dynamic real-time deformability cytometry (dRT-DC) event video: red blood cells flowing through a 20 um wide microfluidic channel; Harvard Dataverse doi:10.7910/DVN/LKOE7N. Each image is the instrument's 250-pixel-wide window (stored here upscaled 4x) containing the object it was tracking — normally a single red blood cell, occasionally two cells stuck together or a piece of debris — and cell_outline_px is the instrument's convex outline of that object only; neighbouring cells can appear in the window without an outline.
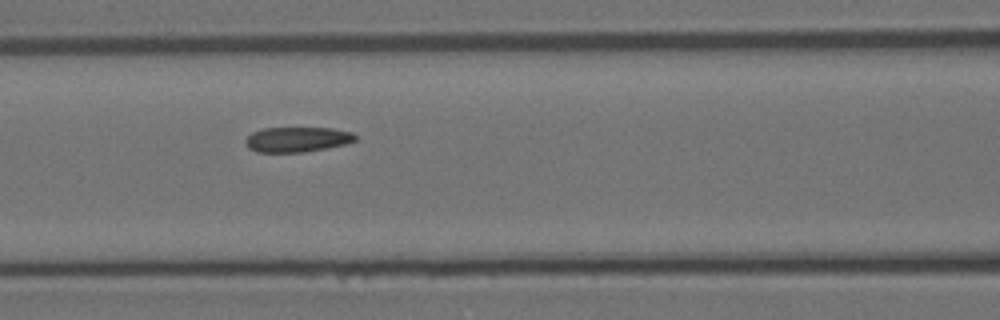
{"species": "Egyptian fruit bat (a non-hibernating species)", "species_latin": "Rousettus aegyptiacus", "temperature_condition": "room temperature", "stored_images_in_passage": 8, "segment_of_instrument_passage": [1, 2], "camera_frame_rate_fps": 3000, "um_per_image_px": 0.085, "animal": {"sex": "female"}, "frame": {"image": 1, "passage_image": 4, "time_ms": 1.0, "image_size_px": [1000, 320], "cell_outline_px": [[356, 140], [344, 144], [328, 148], [304, 152], [256, 152], [248, 148], [244, 140], [252, 132], [264, 128], [332, 128], [352, 132], [356, 136]], "centroid_in_image_um": [25.24, 11.85], "position_along_channel_um": 141.4, "area_um2": 16.07}}
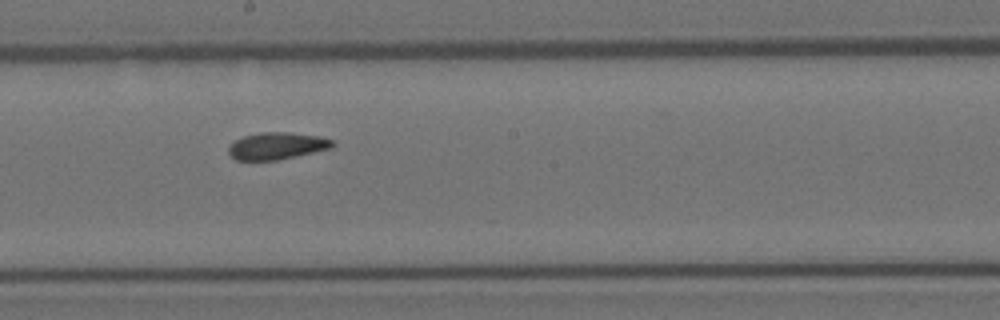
{"frame": {"image": 2, "passage_image": 6, "time_ms": 1.667, "image_size_px": [1000, 320], "cell_outline_px": [[336, 144], [332, 148], [296, 156], [276, 160], [236, 160], [228, 152], [228, 148], [236, 140], [244, 136], [260, 132], [288, 132], [320, 136], [332, 140]], "centroid_in_image_um": [23.56, 12.39], "position_along_channel_um": 224.6, "area_um2": 16.3}}
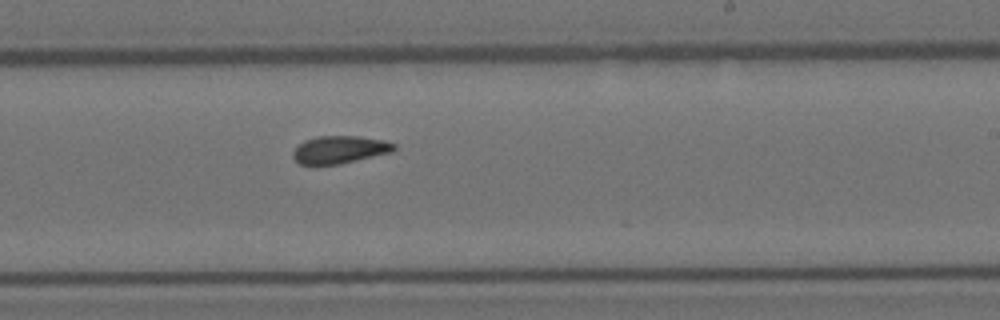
{"frame": {"image": 3, "passage_image": 7, "time_ms": 2.0, "image_size_px": [1000, 320], "cell_outline_px": [[396, 148], [392, 152], [340, 164], [316, 168], [300, 164], [292, 156], [292, 152], [304, 140], [316, 136], [356, 136], [384, 140], [396, 144]], "centroid_in_image_um": [28.82, 12.76], "position_along_channel_um": 260.2, "area_um2": 16.76}}